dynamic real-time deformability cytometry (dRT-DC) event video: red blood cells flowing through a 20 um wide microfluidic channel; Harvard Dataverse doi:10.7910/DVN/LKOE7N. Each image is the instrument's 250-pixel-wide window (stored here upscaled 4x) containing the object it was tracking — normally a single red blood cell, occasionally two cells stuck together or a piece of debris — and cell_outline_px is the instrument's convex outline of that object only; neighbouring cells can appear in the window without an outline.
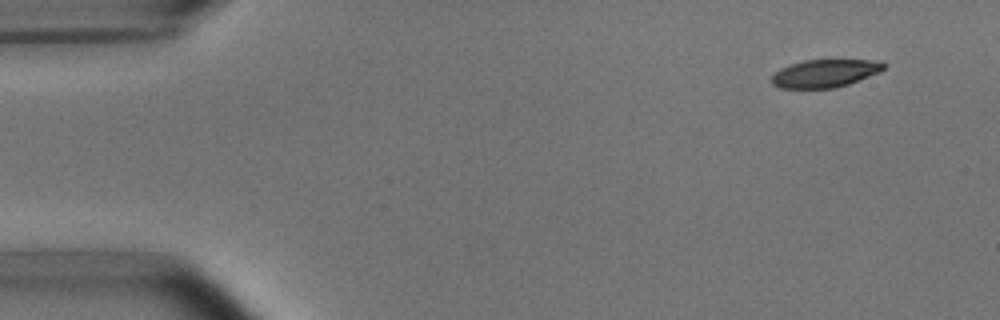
{"species": "common noctule bat (a hibernating species)", "species_latin": "Nyctalus noctula", "temperature_condition": "room temperature", "stored_images_in_passage": 5, "segment_of_instrument_passage": [1, 2], "camera_frame_rate_fps": 3000, "um_per_image_px": 0.085, "animal": {"sex": "male", "body_mass_g": 15.6}, "frame": {"image": 1, "passage_image": 1, "time_ms": 0.0, "image_size_px": [1000, 320], "cell_outline_px": [[888, 64], [880, 72], [848, 84], [836, 88], [780, 88], [772, 84], [772, 76], [780, 68], [804, 60], [880, 60]], "centroid_in_image_um": [70.16, 6.23], "position_along_channel_um": 14.8, "area_um2": 18.21}}
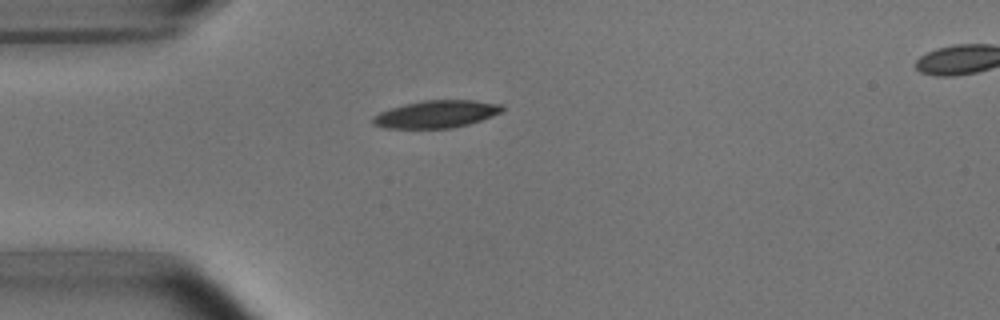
{"frame": {"image": 2, "passage_image": 4, "time_ms": 3.333, "image_size_px": [1000, 320], "cell_outline_px": [[504, 108], [500, 112], [480, 120], [468, 124], [452, 128], [384, 128], [372, 124], [372, 116], [388, 108], [404, 104], [424, 100], [472, 100], [500, 104]], "centroid_in_image_um": [37.01, 9.7], "position_along_channel_um": 48.0, "area_um2": 20.58}}